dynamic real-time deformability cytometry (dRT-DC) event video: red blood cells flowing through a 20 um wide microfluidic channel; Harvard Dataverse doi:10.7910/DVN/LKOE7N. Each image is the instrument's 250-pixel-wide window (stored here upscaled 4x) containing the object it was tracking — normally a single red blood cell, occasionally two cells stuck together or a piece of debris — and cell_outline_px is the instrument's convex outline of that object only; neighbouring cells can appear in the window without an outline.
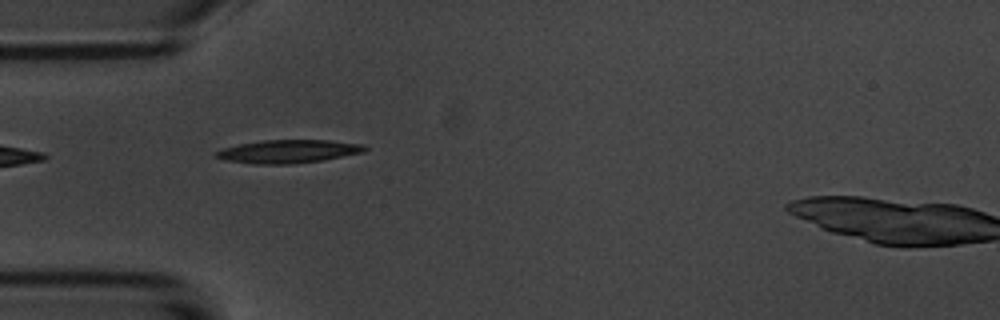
{"species": "common noctule bat (a hibernating species)", "species_latin": "Nyctalus noctula", "temperature_condition": "room temperature", "stored_images_in_passage": 6, "camera_frame_rate_fps": 3000, "um_per_image_px": 0.085, "animal": {"sex": "male", "body_mass_g": 20.1, "forearm_length_mm": 53.5}, "frame": {"image": 1, "passage_image": 1, "time_ms": 0.0, "image_size_px": [1000, 320], "cell_outline_px": [[368, 148], [364, 152], [324, 160], [292, 164], [252, 164], [224, 160], [216, 156], [216, 152], [220, 148], [240, 144], [264, 140], [328, 140], [364, 144]], "centroid_in_image_um": [24.52, 12.87], "position_along_channel_um": 60.5, "area_um2": 20.23}}
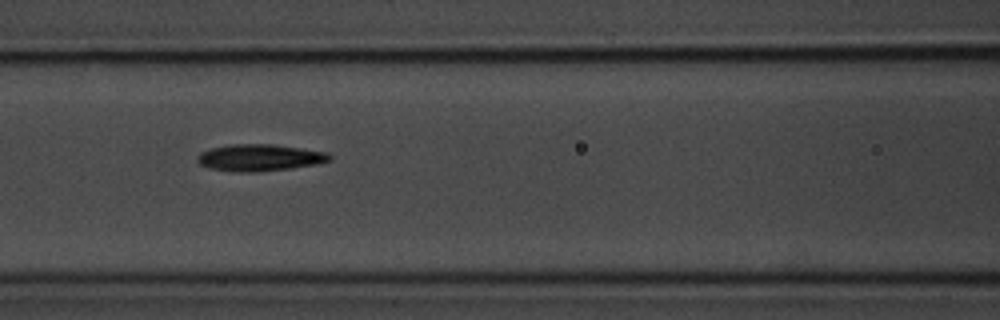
{"frame": {"image": 2, "passage_image": 3, "time_ms": 2.333, "image_size_px": [1000, 320], "cell_outline_px": [[332, 160], [316, 164], [292, 168], [256, 172], [240, 172], [208, 168], [200, 164], [196, 160], [196, 156], [200, 152], [212, 148], [228, 144], [272, 144], [328, 152], [332, 156]], "centroid_in_image_um": [22.06, 13.4], "position_along_channel_um": 144.5, "area_um2": 20.75}}
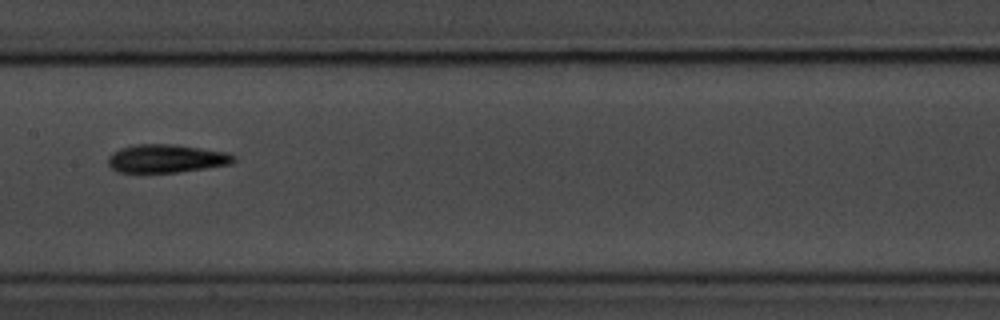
{"frame": {"image": 3, "passage_image": 4, "time_ms": 3.667, "image_size_px": [1000, 320], "cell_outline_px": [[236, 160], [232, 164], [176, 172], [116, 172], [108, 164], [108, 156], [112, 152], [120, 148], [136, 144], [168, 144], [200, 148], [228, 152], [236, 156]], "centroid_in_image_um": [14.13, 13.47], "position_along_channel_um": 193.3, "area_um2": 20.63}}